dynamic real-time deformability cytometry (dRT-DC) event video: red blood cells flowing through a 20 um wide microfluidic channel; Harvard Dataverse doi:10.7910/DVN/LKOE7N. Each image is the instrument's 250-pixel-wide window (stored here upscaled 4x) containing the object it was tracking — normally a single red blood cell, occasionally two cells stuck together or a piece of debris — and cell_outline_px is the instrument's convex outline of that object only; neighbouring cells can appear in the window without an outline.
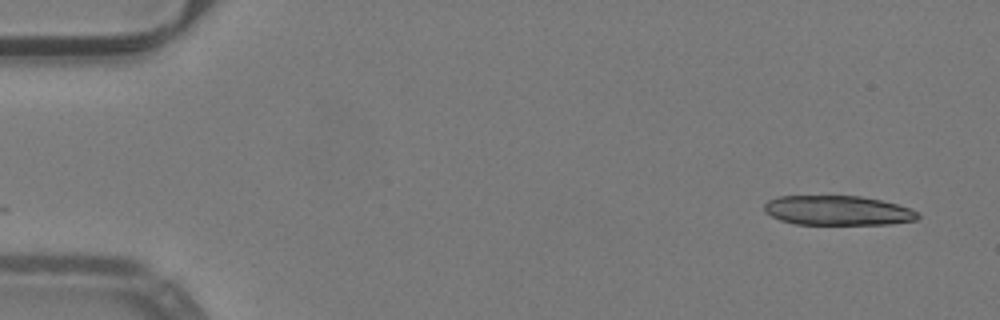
{"species": "common noctule bat (a hibernating species)", "species_latin": "Nyctalus noctula", "temperature_condition": "warm", "stored_images_in_passage": 10, "camera_frame_rate_fps": 3000, "um_per_image_px": 0.085, "animal": {"sex": "male", "body_mass_g": 19.2, "forearm_length_mm": 51.8}, "frame": {"image": 1, "passage_image": 1, "time_ms": 0.0, "image_size_px": [1000, 320], "cell_outline_px": [[920, 216], [916, 220], [888, 224], [796, 224], [780, 220], [764, 212], [764, 204], [768, 200], [780, 196], [860, 196], [880, 200], [912, 208]], "centroid_in_image_um": [71.19, 17.89], "position_along_channel_um": 13.8, "area_um2": 26.41}}